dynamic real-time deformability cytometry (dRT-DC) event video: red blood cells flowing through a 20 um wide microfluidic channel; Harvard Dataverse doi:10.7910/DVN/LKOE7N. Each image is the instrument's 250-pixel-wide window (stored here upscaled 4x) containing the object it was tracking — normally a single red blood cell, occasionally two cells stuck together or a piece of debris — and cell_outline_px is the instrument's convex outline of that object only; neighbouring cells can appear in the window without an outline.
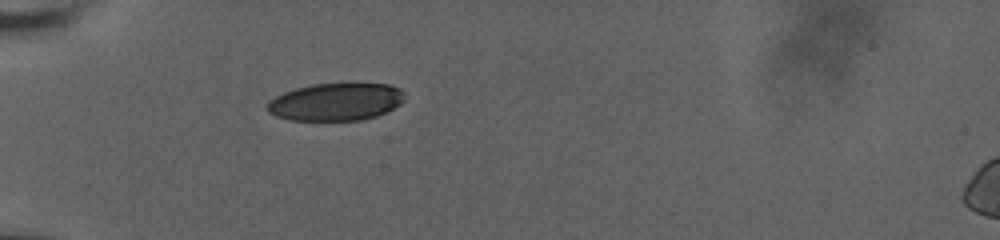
{"species": "human", "species_latin": "Homo sapiens", "temperature_condition": "room temperature", "stored_images_in_passage": 39, "camera_frame_rate_fps": 3000, "um_per_image_px": 0.085, "donor": {"sex": "male"}, "frame": {"image": 1, "passage_image": 1, "time_ms": 0.0, "image_size_px": [1000, 240], "cell_outline_px": [[404, 100], [400, 104], [388, 112], [376, 116], [360, 120], [288, 120], [276, 116], [268, 112], [264, 108], [268, 100], [284, 92], [296, 88], [312, 84], [344, 80], [356, 80], [388, 84], [400, 88], [404, 92]], "centroid_in_image_um": [28.57, 8.6], "position_along_channel_um": 56.4, "area_um2": 31.5}}
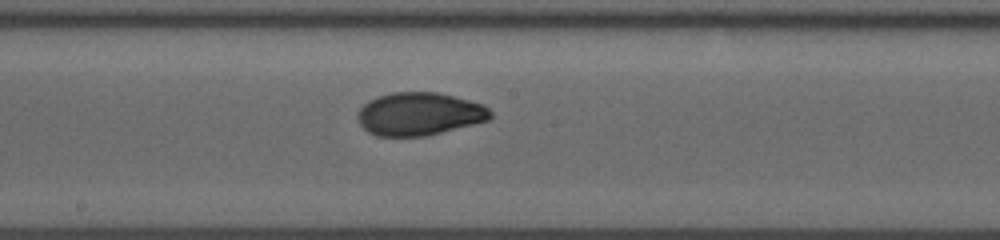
{"frame": {"image": 2, "passage_image": 15, "time_ms": 4.667, "image_size_px": [1000, 240], "cell_outline_px": [[492, 116], [488, 120], [428, 136], [376, 136], [368, 132], [360, 124], [356, 116], [356, 112], [368, 100], [392, 92], [436, 92], [484, 104], [492, 112]], "centroid_in_image_um": [35.62, 9.69], "position_along_channel_um": 212.6, "area_um2": 33.29}}
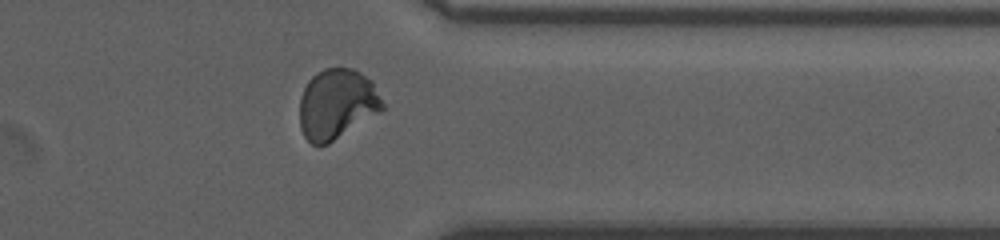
{"frame": {"image": 3, "passage_image": 29, "time_ms": 9.333, "image_size_px": [1000, 240], "cell_outline_px": [[384, 108], [380, 112], [328, 144], [312, 144], [304, 136], [300, 128], [300, 96], [308, 80], [316, 72], [324, 68], [352, 68], [360, 72], [372, 80], [384, 104]], "centroid_in_image_um": [28.63, 8.83], "position_along_channel_um": 382.8, "area_um2": 33.93}, "authors_computed_cell_mechanics": {"area_um2": 33.0616, "velocity_mm_per_s": 3.7208, "shape_relaxation_time_tau1_ms": 5.8995, "shape_relaxation_time_tau2_ms": 0.9633, "deformation_change_tau1": 0.1825, "deformation_change_tau2": 0.0435}}